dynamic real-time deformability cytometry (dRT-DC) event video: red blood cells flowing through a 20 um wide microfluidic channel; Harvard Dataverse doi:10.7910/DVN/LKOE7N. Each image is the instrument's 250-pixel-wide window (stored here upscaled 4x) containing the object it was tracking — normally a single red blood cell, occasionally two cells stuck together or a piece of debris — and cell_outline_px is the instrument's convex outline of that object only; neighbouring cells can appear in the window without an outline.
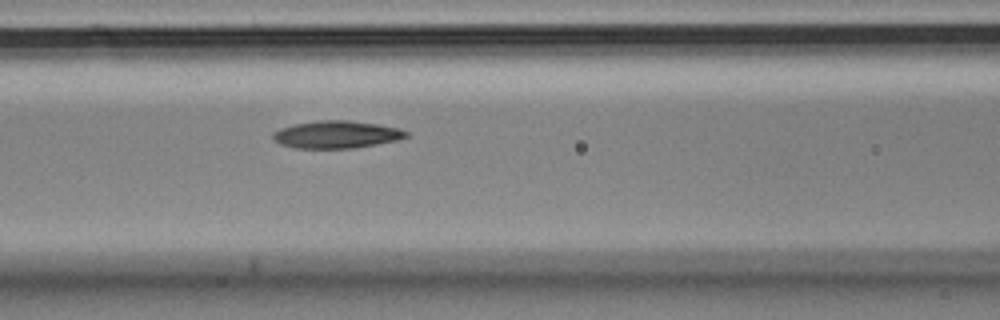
{"species": "Egyptian fruit bat (a non-hibernating species)", "species_latin": "Rousettus aegyptiacus", "temperature_condition": "cold", "stored_images_in_passage": 6, "camera_frame_rate_fps": 3000, "um_per_image_px": 0.085, "animal": {"sex": "male"}, "frame": {"image": 1, "passage_image": 6, "time_ms": 1.667, "image_size_px": [1000, 320], "cell_outline_px": [[408, 136], [396, 140], [376, 144], [352, 148], [292, 148], [280, 144], [272, 136], [272, 132], [280, 128], [292, 124], [320, 120], [348, 120], [376, 124], [400, 128], [408, 132]], "centroid_in_image_um": [28.57, 11.43], "position_along_channel_um": 138.0, "area_um2": 21.27}}